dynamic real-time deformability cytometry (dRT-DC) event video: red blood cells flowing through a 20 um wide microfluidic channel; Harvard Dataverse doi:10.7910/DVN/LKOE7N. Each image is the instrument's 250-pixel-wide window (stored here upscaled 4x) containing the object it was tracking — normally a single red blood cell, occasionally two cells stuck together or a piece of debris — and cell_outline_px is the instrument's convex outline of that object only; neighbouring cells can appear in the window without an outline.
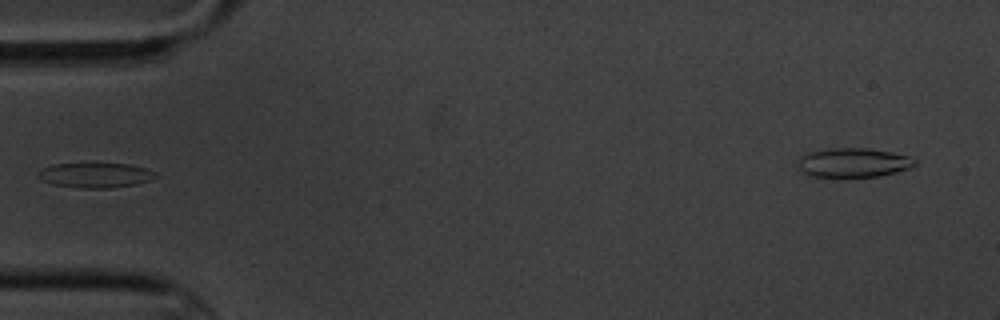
{"species": "common noctule bat (a hibernating species)", "species_latin": "Nyctalus noctula", "temperature_condition": "cold", "stored_images_in_passage": 9, "camera_frame_rate_fps": 3000, "um_per_image_px": 0.085, "animal": {"sex": "male", "body_mass_g": 20.1, "forearm_length_mm": 53.5}, "frame": {"image": 1, "passage_image": 6, "time_ms": 6.0, "image_size_px": [1000, 320], "cell_outline_px": [[156, 176], [152, 180], [136, 184], [112, 188], [76, 188], [52, 184], [40, 180], [36, 176], [36, 172], [52, 164], [128, 164], [148, 168], [156, 172]], "centroid_in_image_um": [8.09, 14.9], "position_along_channel_um": 76.9, "area_um2": 17.22}}
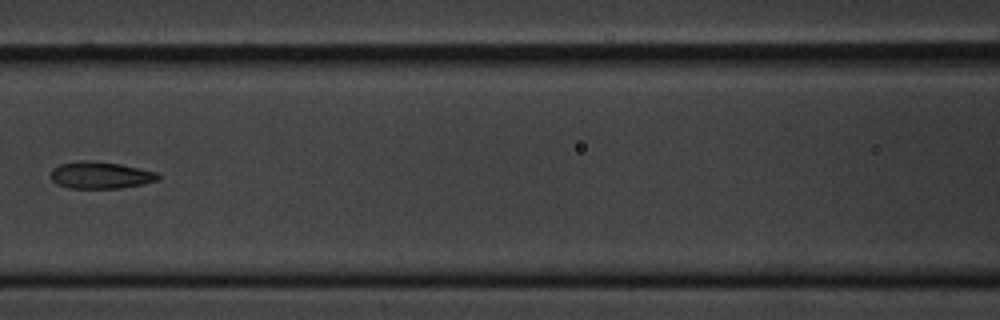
{"frame": {"image": 2, "passage_image": 8, "time_ms": 8.333, "image_size_px": [1000, 320], "cell_outline_px": [[160, 180], [144, 184], [120, 188], [68, 188], [56, 184], [52, 180], [52, 168], [60, 164], [80, 160], [88, 160], [120, 164], [156, 172], [160, 176]], "centroid_in_image_um": [8.54, 14.89], "position_along_channel_um": 158.1, "area_um2": 16.88}}
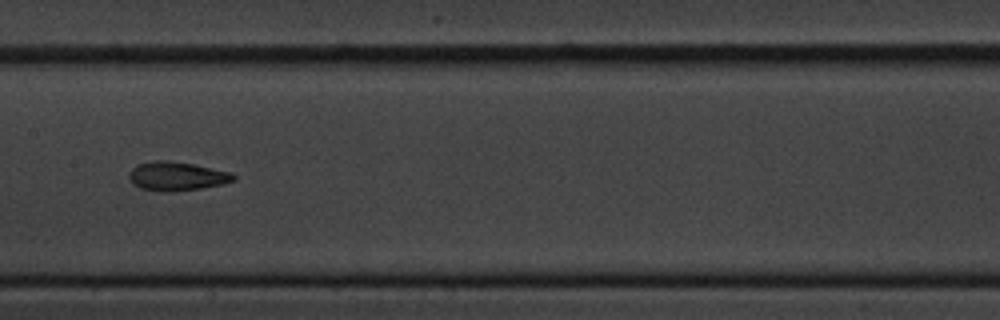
{"frame": {"image": 3, "passage_image": 9, "time_ms": 9.333, "image_size_px": [1000, 320], "cell_outline_px": [[236, 180], [220, 184], [200, 188], [168, 192], [164, 192], [140, 188], [132, 184], [128, 176], [128, 172], [136, 164], [156, 160], [168, 160], [192, 164], [228, 172], [236, 176]], "centroid_in_image_um": [14.95, 14.97], "position_along_channel_um": 192.5, "area_um2": 17.46}}